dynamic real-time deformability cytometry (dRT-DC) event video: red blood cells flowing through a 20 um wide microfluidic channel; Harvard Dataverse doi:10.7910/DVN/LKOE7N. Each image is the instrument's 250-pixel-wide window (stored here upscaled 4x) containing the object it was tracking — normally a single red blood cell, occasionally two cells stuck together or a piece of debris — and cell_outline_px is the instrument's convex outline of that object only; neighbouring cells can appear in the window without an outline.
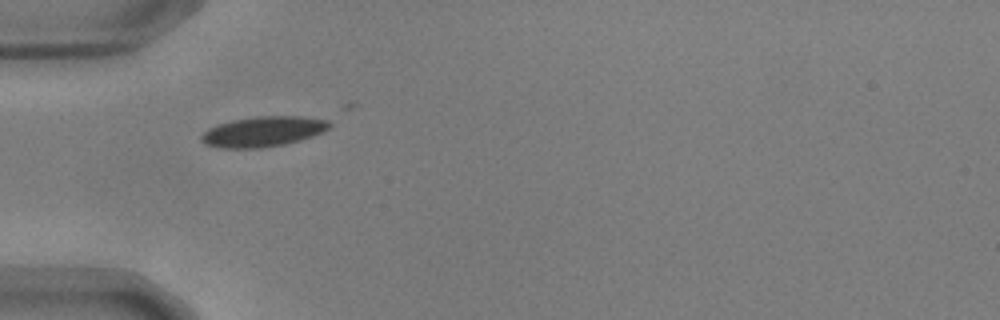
{"species": "common noctule bat (a hibernating species)", "species_latin": "Nyctalus noctula", "temperature_condition": "warm", "stored_images_in_passage": 22, "camera_frame_rate_fps": 3000, "um_per_image_px": 0.085, "animal": {"sex": "male", "body_mass_g": 17.9, "forearm_length_mm": 54.2}, "frame": {"image": 1, "passage_image": 1, "time_ms": 0.0, "image_size_px": [1000, 320], "cell_outline_px": [[332, 124], [328, 128], [312, 136], [300, 140], [284, 144], [260, 148], [220, 148], [204, 144], [200, 140], [200, 136], [208, 128], [232, 120], [260, 116], [300, 116], [328, 120]], "centroid_in_image_um": [22.33, 11.18], "position_along_channel_um": 62.7, "area_um2": 22.43}}
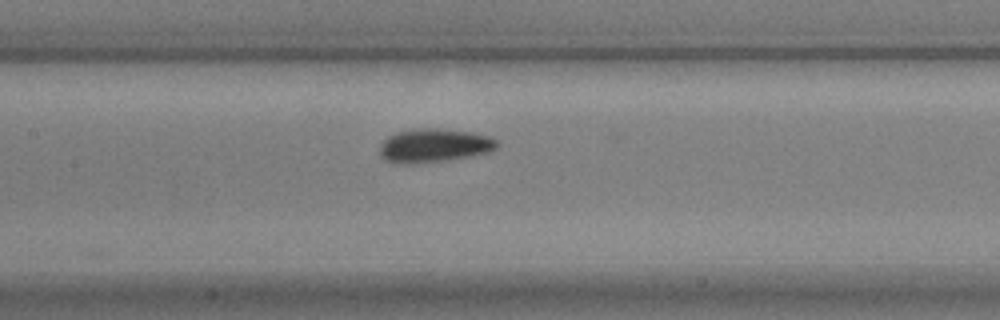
{"frame": {"image": 2, "passage_image": 10, "time_ms": 3.0, "image_size_px": [1000, 320], "cell_outline_px": [[500, 144], [492, 152], [472, 156], [448, 160], [416, 164], [392, 164], [384, 160], [380, 156], [380, 144], [388, 136], [396, 132], [416, 128], [436, 128], [472, 132], [492, 136]], "centroid_in_image_um": [36.9, 12.38], "position_along_channel_um": 170.5, "area_um2": 23.64}}
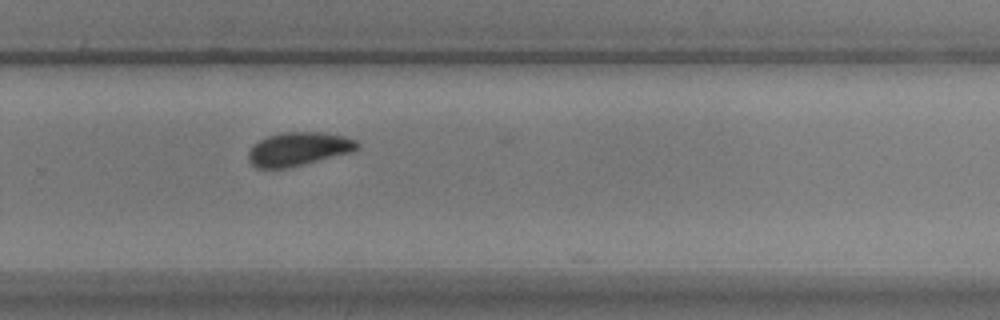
{"frame": {"image": 3, "passage_image": 21, "time_ms": 6.667, "image_size_px": [1000, 320], "cell_outline_px": [[360, 148], [352, 152], [288, 168], [256, 168], [248, 160], [248, 152], [252, 144], [268, 136], [284, 132], [328, 132], [344, 136], [356, 140], [360, 144]], "centroid_in_image_um": [25.39, 12.66], "position_along_channel_um": 304.4, "area_um2": 21.5}}